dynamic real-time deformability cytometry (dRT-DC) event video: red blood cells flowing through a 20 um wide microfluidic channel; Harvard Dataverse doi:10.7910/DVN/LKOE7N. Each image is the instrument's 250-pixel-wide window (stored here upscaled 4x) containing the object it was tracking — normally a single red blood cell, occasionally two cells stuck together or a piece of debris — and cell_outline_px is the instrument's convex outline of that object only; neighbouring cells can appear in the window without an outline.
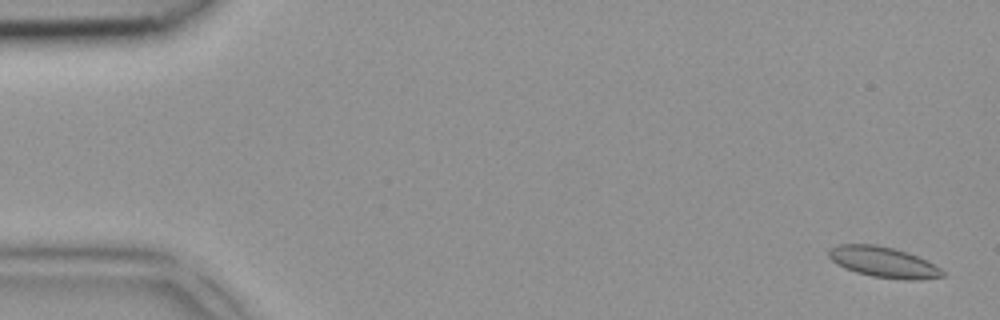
{"species": "common noctule bat (a hibernating species)", "species_latin": "Nyctalus noctula", "temperature_condition": "room temperature", "stored_images_in_passage": 5, "camera_frame_rate_fps": 3000, "um_per_image_px": 0.085, "animal": {"sex": "female", "body_mass_g": 18.4}, "frame": {"image": 1, "passage_image": 1, "time_ms": 0.0, "image_size_px": [1000, 320], "cell_outline_px": [[948, 272], [944, 276], [916, 280], [912, 280], [872, 276], [856, 272], [844, 268], [836, 264], [828, 256], [828, 252], [832, 248], [840, 244], [876, 244], [908, 252]], "centroid_in_image_um": [75.09, 22.28], "position_along_channel_um": 9.9, "area_um2": 20.11}}
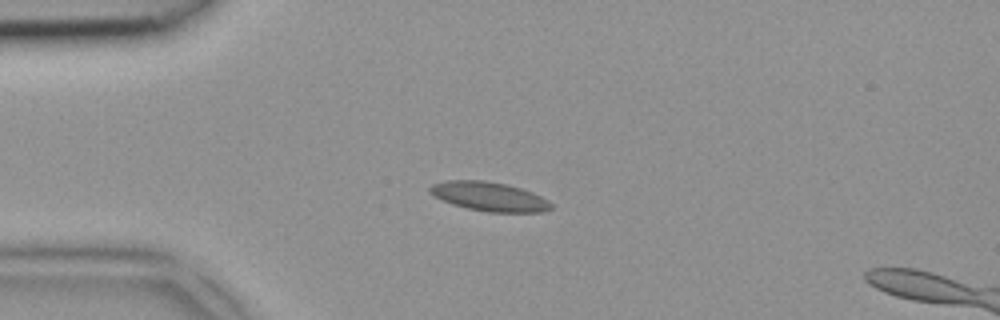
{"frame": {"image": 2, "passage_image": 4, "time_ms": 1.0, "image_size_px": [1000, 320], "cell_outline_px": [[552, 208], [544, 212], [488, 212], [468, 208], [452, 204], [428, 192], [428, 188], [432, 184], [448, 180], [484, 180], [508, 184], [532, 192], [548, 200], [552, 204]], "centroid_in_image_um": [41.6, 16.7], "position_along_channel_um": 43.4, "area_um2": 20.52}}